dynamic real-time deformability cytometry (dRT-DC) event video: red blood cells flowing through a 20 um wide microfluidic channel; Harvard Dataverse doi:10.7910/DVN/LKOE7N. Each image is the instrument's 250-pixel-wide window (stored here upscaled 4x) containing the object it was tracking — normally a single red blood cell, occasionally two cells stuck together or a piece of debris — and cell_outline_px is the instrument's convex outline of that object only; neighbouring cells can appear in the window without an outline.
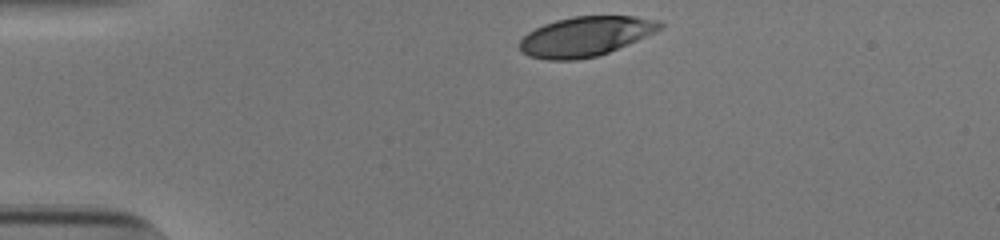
{"species": "human", "species_latin": "Homo sapiens", "temperature_condition": "cold", "stored_images_in_passage": 33, "camera_frame_rate_fps": 3000, "um_per_image_px": 0.085, "donor": {"sex": "male"}, "frame": {"image": 1, "passage_image": 1, "time_ms": 0.0, "image_size_px": [1000, 240], "cell_outline_px": [[664, 24], [656, 32], [608, 52], [596, 56], [576, 60], [548, 60], [528, 56], [520, 48], [520, 40], [528, 32], [544, 24], [556, 20], [572, 16], [636, 16], [656, 20]], "centroid_in_image_um": [49.76, 3.09], "position_along_channel_um": 35.2, "area_um2": 32.19}}
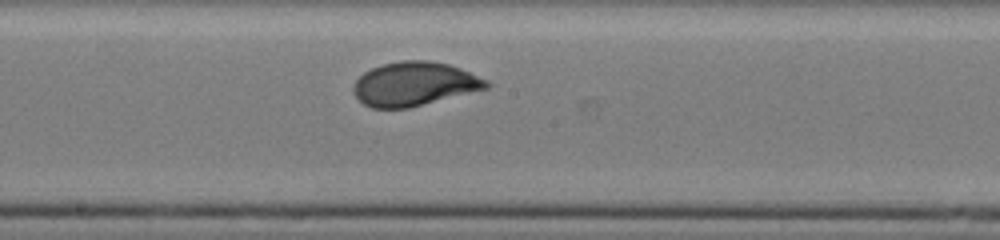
{"frame": {"image": 2, "passage_image": 19, "time_ms": 6.0, "image_size_px": [1000, 240], "cell_outline_px": [[492, 84], [488, 88], [408, 108], [372, 108], [364, 104], [352, 92], [352, 88], [356, 80], [364, 72], [372, 68], [384, 64], [404, 60], [428, 60], [448, 64], [460, 68], [488, 80]], "centroid_in_image_um": [35.22, 7.13], "position_along_channel_um": 213.0, "area_um2": 33.87}}
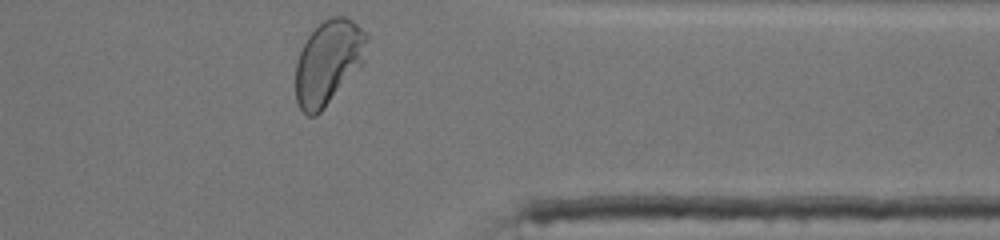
{"frame": {"image": 3, "passage_image": 33, "time_ms": 10.667, "image_size_px": [1000, 240], "cell_outline_px": [[368, 40], [364, 64], [324, 108], [316, 116], [308, 116], [300, 108], [296, 100], [296, 64], [300, 52], [308, 36], [328, 16], [344, 16], [352, 20], [368, 32]], "centroid_in_image_um": [27.95, 5.28], "position_along_channel_um": 383.5, "area_um2": 35.14}, "authors_computed_cell_mechanics": {"area_um2": 33.6974, "velocity_mm_per_s": 3.8218, "shape_relaxation_time_tau1_ms": 2.8954, "shape_relaxation_time_tau2_ms": null, "deformation_change_tau1": 0.1614, "deformation_change_tau2": null}}